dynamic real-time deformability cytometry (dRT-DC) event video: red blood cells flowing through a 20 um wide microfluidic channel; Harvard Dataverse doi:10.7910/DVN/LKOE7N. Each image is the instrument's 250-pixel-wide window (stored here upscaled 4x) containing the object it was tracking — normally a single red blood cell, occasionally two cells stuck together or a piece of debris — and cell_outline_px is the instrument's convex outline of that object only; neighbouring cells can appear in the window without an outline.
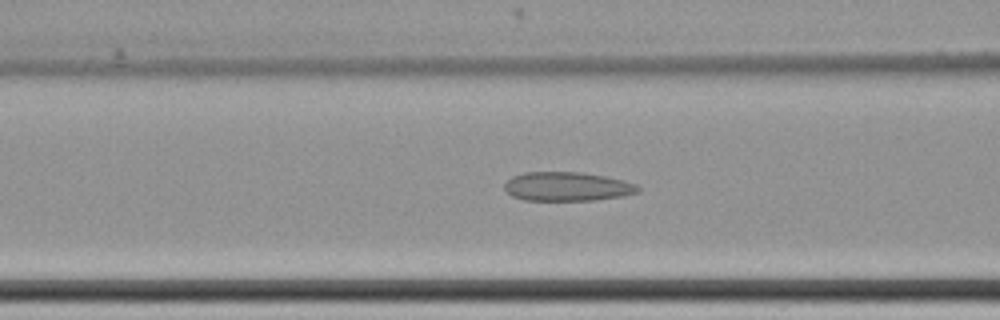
{"species": "common noctule bat (a hibernating species)", "species_latin": "Nyctalus noctula", "temperature_condition": "cold", "stored_images_in_passage": 65, "camera_frame_rate_fps": 3000, "um_per_image_px": 0.085, "animal": {"sex": "female", "body_mass_g": 22.7, "forearm_length_mm": 54.2}, "frame": {"image": 1, "passage_image": 30, "time_ms": 9.667, "image_size_px": [1000, 320], "cell_outline_px": [[640, 192], [624, 196], [596, 200], [524, 200], [512, 196], [504, 188], [504, 184], [512, 176], [524, 172], [580, 172], [604, 176], [624, 180], [636, 184], [640, 188]], "centroid_in_image_um": [48.23, 15.85], "position_along_channel_um": 118.4, "area_um2": 22.66}}
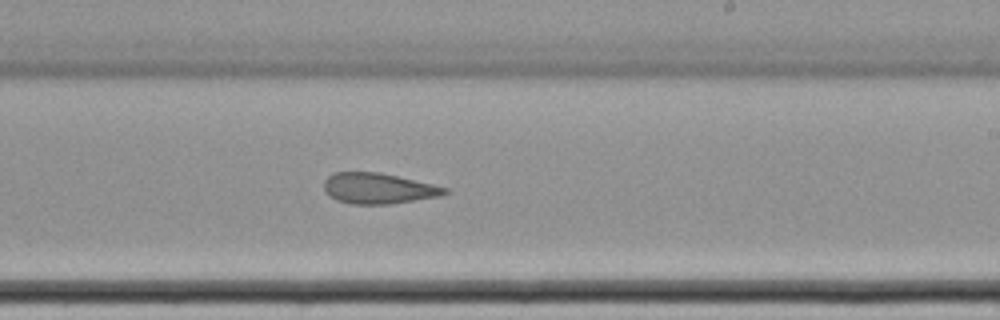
{"frame": {"image": 2, "passage_image": 42, "time_ms": 13.667, "image_size_px": [1000, 320], "cell_outline_px": [[448, 192], [440, 196], [388, 204], [352, 204], [336, 200], [324, 188], [324, 180], [332, 172], [380, 172], [432, 184], [448, 188]], "centroid_in_image_um": [32.14, 16.0], "position_along_channel_um": 256.9, "area_um2": 21.39}}
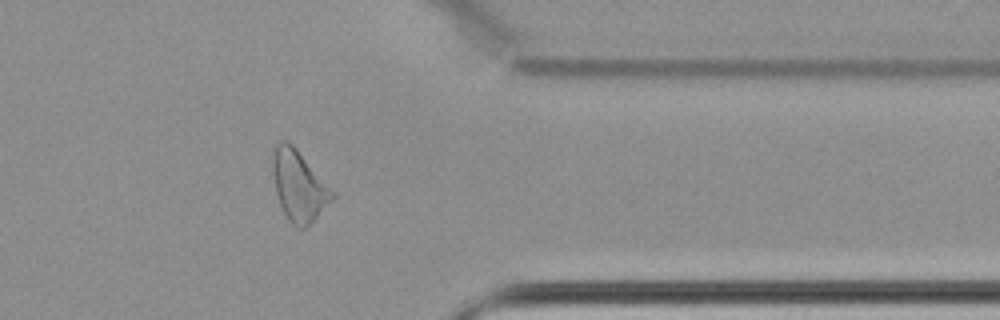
{"frame": {"image": 3, "passage_image": 54, "time_ms": 17.667, "image_size_px": [1000, 320], "cell_outline_px": [[336, 196], [304, 228], [296, 228], [288, 220], [280, 204], [276, 192], [272, 172], [272, 152], [276, 144], [280, 140], [288, 140], [296, 148], [336, 192]], "centroid_in_image_um": [25.39, 15.75], "position_along_channel_um": 386.0, "area_um2": 24.45}, "authors_computed_cell_mechanics": {"area_um2": 25.3164, "velocity_mm_per_s": 3.4709, "shape_relaxation_time_tau1_ms": null, "shape_relaxation_time_tau2_ms": 3.2186, "deformation_change_tau1": null, "deformation_change_tau2": 0.095}}